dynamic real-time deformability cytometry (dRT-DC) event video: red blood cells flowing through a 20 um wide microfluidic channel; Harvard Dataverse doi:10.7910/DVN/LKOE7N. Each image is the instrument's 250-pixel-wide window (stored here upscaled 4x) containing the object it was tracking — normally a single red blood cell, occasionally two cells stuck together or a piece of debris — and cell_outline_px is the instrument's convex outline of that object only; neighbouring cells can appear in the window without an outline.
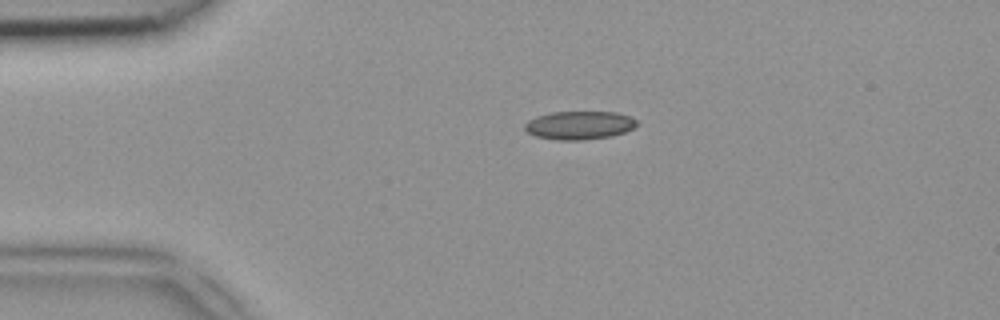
{"species": "common noctule bat (a hibernating species)", "species_latin": "Nyctalus noctula", "temperature_condition": "room temperature", "stored_images_in_passage": 42, "camera_frame_rate_fps": 3000, "um_per_image_px": 0.085, "animal": {"sex": "female", "body_mass_g": 18.4}, "frame": {"image": 1, "passage_image": 4, "time_ms": 1.0, "image_size_px": [1000, 320], "cell_outline_px": [[636, 124], [632, 128], [624, 132], [612, 136], [584, 140], [556, 140], [536, 136], [528, 132], [524, 128], [524, 124], [528, 120], [536, 116], [552, 112], [616, 112], [632, 116], [636, 120]], "centroid_in_image_um": [49.23, 10.64], "position_along_channel_um": 35.8, "area_um2": 18.55}}
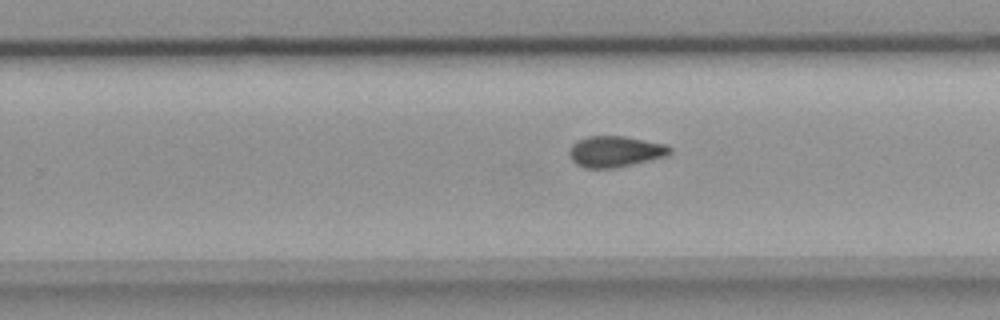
{"frame": {"image": 2, "passage_image": 24, "time_ms": 7.667, "image_size_px": [1000, 320], "cell_outline_px": [[672, 152], [668, 156], [616, 168], [584, 168], [576, 164], [572, 160], [568, 152], [572, 144], [576, 140], [588, 136], [624, 136], [668, 144], [672, 148]], "centroid_in_image_um": [52.32, 12.88], "position_along_channel_um": 277.5, "area_um2": 18.5}}
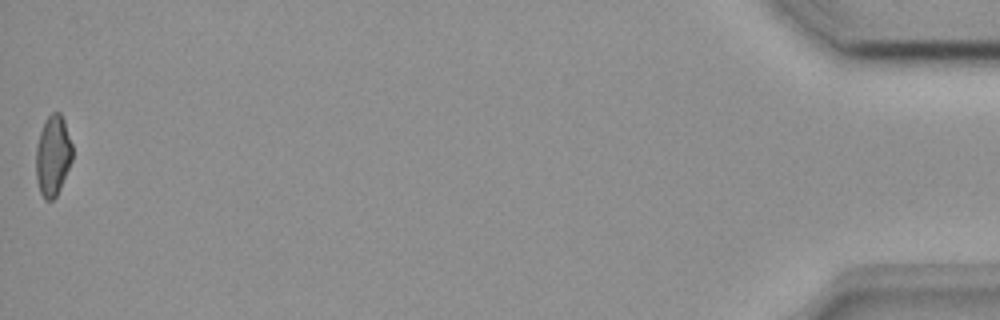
{"frame": {"image": 3, "passage_image": 42, "time_ms": 13.667, "image_size_px": [1000, 320], "cell_outline_px": [[72, 160], [60, 188], [56, 196], [52, 200], [44, 200], [40, 192], [36, 180], [36, 148], [40, 132], [48, 116], [52, 112], [60, 112], [64, 120], [72, 144]], "centroid_in_image_um": [4.49, 13.24], "position_along_channel_um": 430.7, "area_um2": 16.99}}